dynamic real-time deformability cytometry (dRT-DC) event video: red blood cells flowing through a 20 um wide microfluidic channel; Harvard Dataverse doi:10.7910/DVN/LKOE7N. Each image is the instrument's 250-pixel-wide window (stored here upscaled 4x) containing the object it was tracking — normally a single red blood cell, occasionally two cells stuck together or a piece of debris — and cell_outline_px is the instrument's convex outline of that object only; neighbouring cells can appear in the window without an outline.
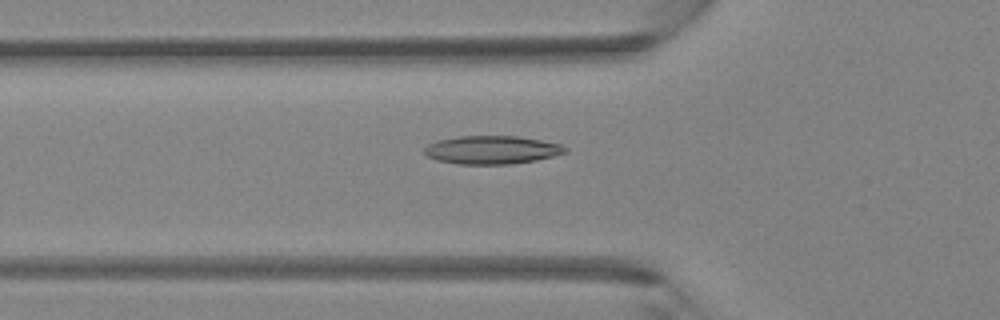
{"species": "Egyptian fruit bat (a non-hibernating species)", "species_latin": "Rousettus aegyptiacus", "temperature_condition": "room temperature", "stored_images_in_passage": 44, "camera_frame_rate_fps": 3000, "um_per_image_px": 0.085, "animal": {"sex": "female"}, "frame": {"image": 1, "passage_image": 15, "time_ms": 4.667, "image_size_px": [1000, 320], "cell_outline_px": [[568, 152], [536, 160], [508, 164], [456, 164], [436, 160], [428, 156], [424, 152], [424, 148], [428, 144], [436, 140], [460, 136], [516, 136], [540, 140], [560, 144], [568, 148]], "centroid_in_image_um": [41.79, 12.74], "position_along_channel_um": 84.0, "area_um2": 23.18}}
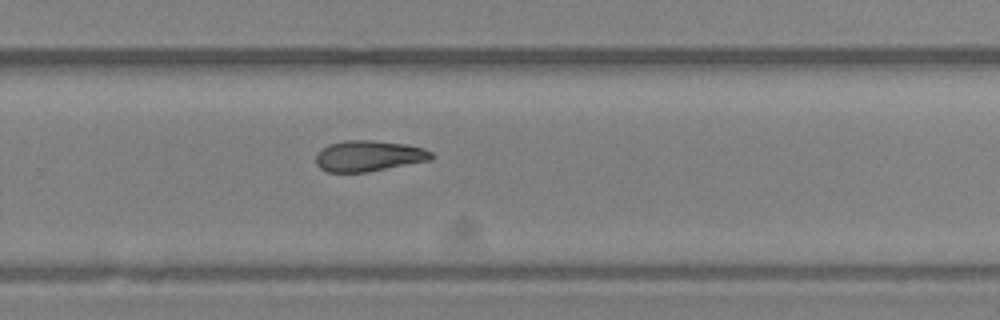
{"frame": {"image": 2, "passage_image": 29, "time_ms": 9.333, "image_size_px": [1000, 320], "cell_outline_px": [[436, 156], [432, 160], [368, 172], [328, 172], [320, 168], [316, 164], [316, 152], [320, 148], [328, 144], [344, 140], [372, 140], [408, 144], [424, 148], [432, 152]], "centroid_in_image_um": [31.35, 13.25], "position_along_channel_um": 298.4, "area_um2": 21.21}}
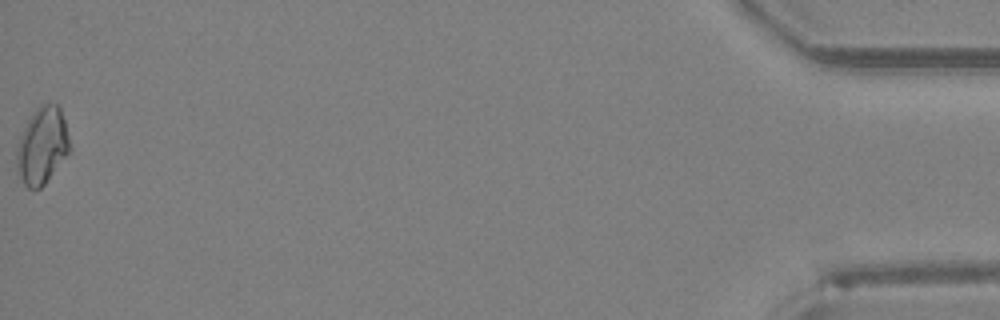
{"frame": {"image": 3, "passage_image": 44, "time_ms": 14.333, "image_size_px": [1000, 320], "cell_outline_px": [[72, 148], [44, 184], [40, 188], [28, 188], [24, 184], [20, 176], [16, 164], [16, 148], [20, 136], [28, 120], [36, 108], [40, 104], [56, 104], [60, 108], [64, 120]], "centroid_in_image_um": [3.58, 12.37], "position_along_channel_um": 431.6, "area_um2": 23.47}}